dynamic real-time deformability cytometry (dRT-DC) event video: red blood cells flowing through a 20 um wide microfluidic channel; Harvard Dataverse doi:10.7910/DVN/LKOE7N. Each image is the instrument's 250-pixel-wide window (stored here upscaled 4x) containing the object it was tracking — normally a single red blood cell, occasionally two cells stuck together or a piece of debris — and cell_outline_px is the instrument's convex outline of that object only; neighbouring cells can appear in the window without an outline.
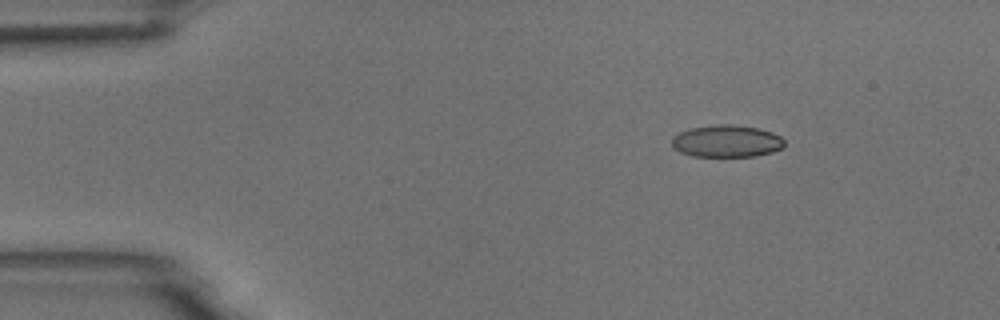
{"species": "common noctule bat (a hibernating species)", "species_latin": "Nyctalus noctula", "temperature_condition": "room temperature", "stored_images_in_passage": 6, "camera_frame_rate_fps": 3000, "um_per_image_px": 0.085, "animal": {"sex": "male", "body_mass_g": 18.8}, "frame": {"image": 1, "passage_image": 3, "time_ms": 0.667, "image_size_px": [1000, 320], "cell_outline_px": [[784, 148], [772, 152], [756, 156], [692, 156], [680, 152], [672, 148], [672, 136], [680, 132], [692, 128], [716, 124], [732, 124], [760, 128], [772, 132], [780, 136], [784, 140]], "centroid_in_image_um": [61.77, 11.99], "position_along_channel_um": 23.2, "area_um2": 21.27}}
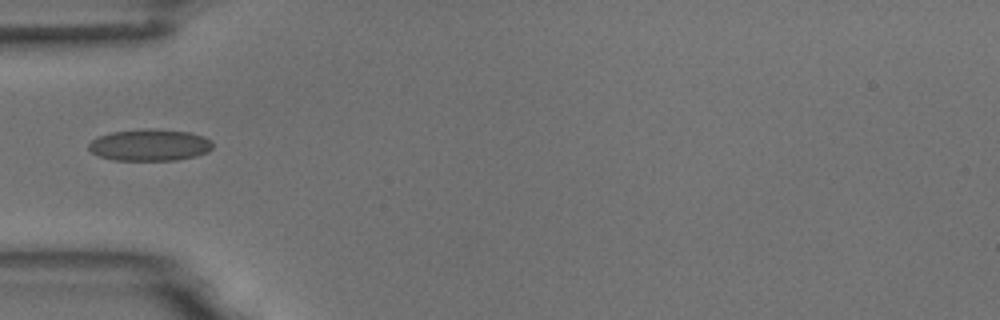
{"frame": {"image": 2, "passage_image": 6, "time_ms": 1.667, "image_size_px": [1000, 320], "cell_outline_px": [[212, 148], [208, 152], [196, 156], [176, 160], [116, 160], [100, 156], [92, 152], [88, 148], [88, 144], [92, 140], [100, 136], [112, 132], [148, 128], [152, 128], [188, 132], [204, 136], [212, 140]], "centroid_in_image_um": [12.76, 12.32], "position_along_channel_um": 72.2, "area_um2": 22.89}}